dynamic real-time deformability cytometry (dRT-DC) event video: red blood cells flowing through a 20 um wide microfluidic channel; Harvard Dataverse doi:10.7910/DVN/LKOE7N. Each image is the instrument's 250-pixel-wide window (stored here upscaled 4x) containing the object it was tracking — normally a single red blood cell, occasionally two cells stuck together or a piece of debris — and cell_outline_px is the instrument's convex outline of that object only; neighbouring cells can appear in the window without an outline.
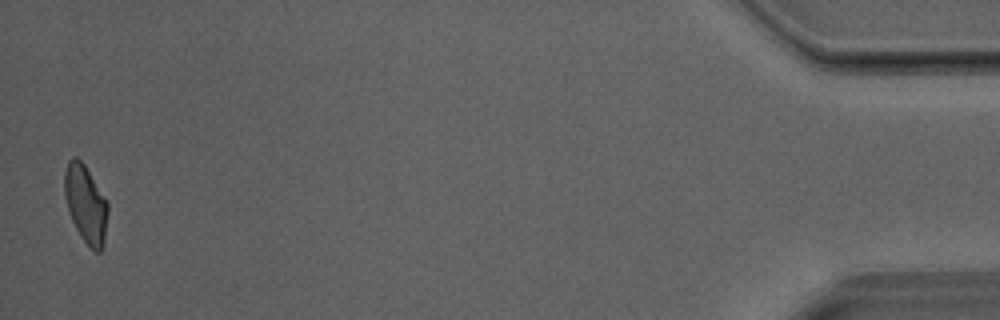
{"species": "Egyptian fruit bat (a non-hibernating species)", "species_latin": "Rousettus aegyptiacus", "temperature_condition": "room temperature", "stored_images_in_passage": 31, "camera_frame_rate_fps": 3000, "um_per_image_px": 0.085, "animal": {"sex": "male"}, "frame": {"image": 1, "passage_image": 31, "time_ms": 10.0, "image_size_px": [1000, 320], "cell_outline_px": [[108, 212], [104, 240], [100, 252], [96, 252], [80, 236], [68, 212], [64, 196], [64, 172], [68, 160], [72, 156], [76, 156], [84, 164], [108, 204]], "centroid_in_image_um": [7.25, 17.31], "position_along_channel_um": 427.9, "area_um2": 19.42}}